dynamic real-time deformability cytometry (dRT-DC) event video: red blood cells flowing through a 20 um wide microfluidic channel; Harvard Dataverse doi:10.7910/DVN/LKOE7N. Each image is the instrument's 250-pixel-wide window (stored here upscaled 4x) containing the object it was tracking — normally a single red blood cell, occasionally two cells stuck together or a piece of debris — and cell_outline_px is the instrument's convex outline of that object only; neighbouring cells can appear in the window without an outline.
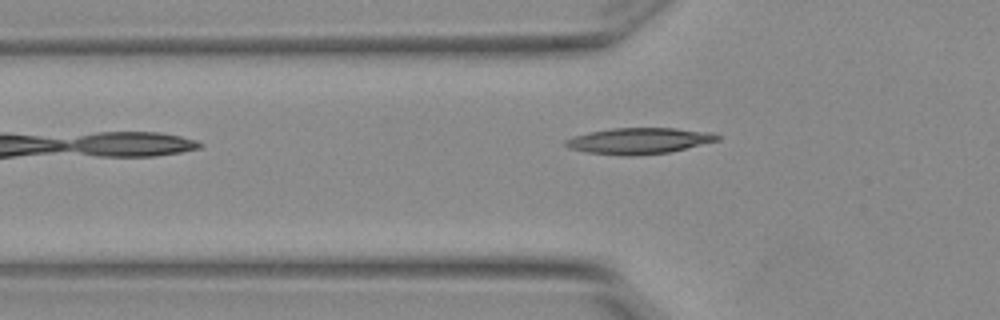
{"species": "Egyptian fruit bat (a non-hibernating species)", "species_latin": "Rousettus aegyptiacus", "temperature_condition": "warm", "stored_images_in_passage": 3, "camera_frame_rate_fps": 3000, "um_per_image_px": 0.085, "animal": {"sex": "female"}, "frame": {"image": 1, "passage_image": 2, "time_ms": 0.333, "image_size_px": [1000, 320], "cell_outline_px": [[720, 140], [668, 152], [628, 156], [624, 156], [588, 152], [568, 148], [564, 144], [564, 140], [572, 136], [588, 132], [612, 128], [676, 128], [712, 132], [720, 136]], "centroid_in_image_um": [54.29, 11.96], "position_along_channel_um": 71.5, "area_um2": 23.06}}
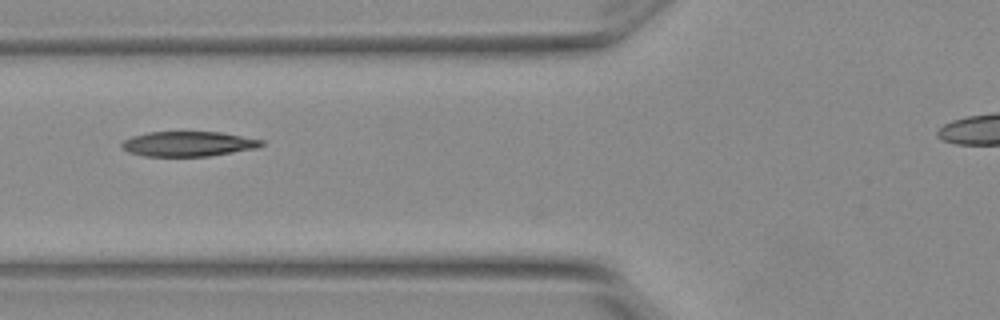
{"frame": {"image": 2, "passage_image": 3, "time_ms": 0.667, "image_size_px": [1000, 320], "cell_outline_px": [[264, 144], [256, 148], [208, 156], [144, 156], [128, 152], [120, 144], [124, 140], [132, 136], [148, 132], [220, 132], [264, 140]], "centroid_in_image_um": [15.99, 12.23], "position_along_channel_um": 109.8, "area_um2": 20.17}}